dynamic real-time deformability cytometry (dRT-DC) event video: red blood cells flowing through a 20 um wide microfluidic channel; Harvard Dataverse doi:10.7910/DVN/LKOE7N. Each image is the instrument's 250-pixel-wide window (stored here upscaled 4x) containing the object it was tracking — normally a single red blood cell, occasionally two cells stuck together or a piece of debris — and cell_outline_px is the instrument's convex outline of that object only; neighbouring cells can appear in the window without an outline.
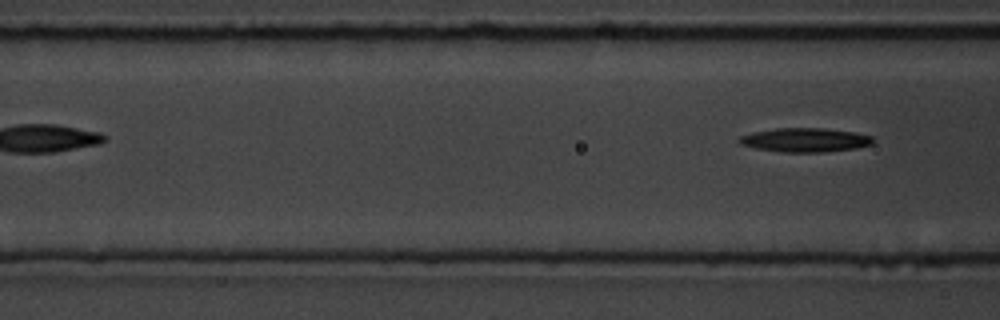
{"species": "common noctule bat (a hibernating species)", "species_latin": "Nyctalus noctula", "temperature_condition": "room temperature", "stored_images_in_passage": 3, "segment_of_instrument_passage": [2, 2], "camera_frame_rate_fps": 3000, "um_per_image_px": 0.085, "animal": {"sex": "male", "body_mass_g": 19.5, "forearm_length_mm": 54.6}, "frame": {"image": 1, "passage_image": 3, "time_ms": 2.333, "image_size_px": [1000, 320], "cell_outline_px": [[876, 140], [872, 144], [856, 148], [824, 152], [784, 152], [756, 148], [740, 144], [736, 140], [740, 136], [752, 132], [776, 128], [824, 128], [856, 132], [872, 136]], "centroid_in_image_um": [68.45, 11.89], "position_along_channel_um": 98.1, "area_um2": 18.84}}